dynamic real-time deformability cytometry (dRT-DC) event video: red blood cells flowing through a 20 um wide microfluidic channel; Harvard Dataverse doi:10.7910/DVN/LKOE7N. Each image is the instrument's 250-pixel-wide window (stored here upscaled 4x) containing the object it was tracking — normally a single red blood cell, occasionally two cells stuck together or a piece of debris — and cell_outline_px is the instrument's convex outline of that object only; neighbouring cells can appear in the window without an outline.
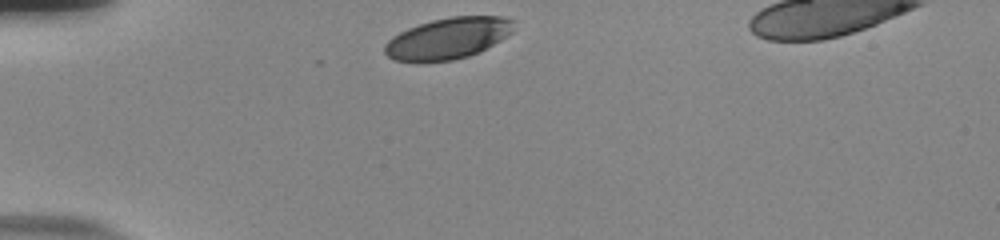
{"species": "human", "species_latin": "Homo sapiens", "temperature_condition": "room temperature", "stored_images_in_passage": 32, "camera_frame_rate_fps": 3000, "um_per_image_px": 0.085, "donor": {"sex": "male"}, "frame": {"image": 1, "passage_image": 1, "time_ms": 0.0, "image_size_px": [1000, 240], "cell_outline_px": [[512, 32], [508, 36], [468, 56], [452, 60], [416, 64], [396, 60], [388, 56], [384, 52], [384, 44], [392, 36], [408, 28], [432, 20], [452, 16], [504, 16], [512, 20]], "centroid_in_image_um": [38.01, 3.28], "position_along_channel_um": 47.0, "area_um2": 31.15}}
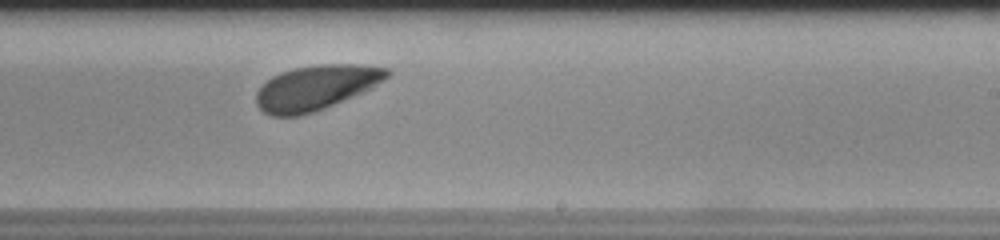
{"frame": {"image": 2, "passage_image": 21, "time_ms": 6.667, "image_size_px": [1000, 240], "cell_outline_px": [[392, 72], [384, 80], [372, 88], [364, 92], [324, 108], [300, 116], [272, 116], [264, 112], [256, 104], [256, 92], [272, 76], [280, 72], [292, 68], [320, 64], [356, 64], [388, 68]], "centroid_in_image_um": [26.87, 7.44], "position_along_channel_um": 262.1, "area_um2": 34.16}}
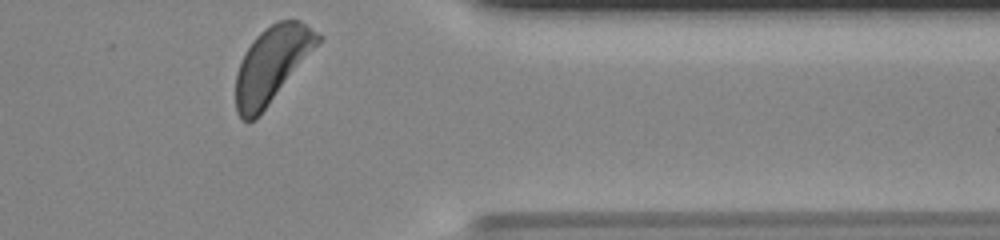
{"frame": {"image": 3, "passage_image": 32, "time_ms": 10.333, "image_size_px": [1000, 240], "cell_outline_px": [[324, 36], [260, 116], [256, 120], [244, 120], [236, 112], [236, 72], [244, 52], [256, 36], [264, 28], [276, 20], [300, 20]], "centroid_in_image_um": [23.09, 5.47], "position_along_channel_um": 388.3, "area_um2": 36.01}, "authors_computed_cell_mechanics": {"area_um2": 34.4488, "velocity_mm_per_s": 3.6888, "shape_relaxation_time_tau1_ms": 1.791, "shape_relaxation_time_tau2_ms": null, "deformation_change_tau1": 0.1, "deformation_change_tau2": null}}